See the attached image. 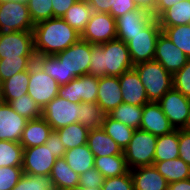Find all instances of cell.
Here are the masks:
<instances>
[{
  "label": "cell",
  "instance_id": "obj_4",
  "mask_svg": "<svg viewBox=\"0 0 190 190\" xmlns=\"http://www.w3.org/2000/svg\"><path fill=\"white\" fill-rule=\"evenodd\" d=\"M158 136L136 129L128 146L123 150L130 170L154 165L155 147Z\"/></svg>",
  "mask_w": 190,
  "mask_h": 190
},
{
  "label": "cell",
  "instance_id": "obj_36",
  "mask_svg": "<svg viewBox=\"0 0 190 190\" xmlns=\"http://www.w3.org/2000/svg\"><path fill=\"white\" fill-rule=\"evenodd\" d=\"M35 63V56H19L18 58L0 59V84L14 74L31 68Z\"/></svg>",
  "mask_w": 190,
  "mask_h": 190
},
{
  "label": "cell",
  "instance_id": "obj_51",
  "mask_svg": "<svg viewBox=\"0 0 190 190\" xmlns=\"http://www.w3.org/2000/svg\"><path fill=\"white\" fill-rule=\"evenodd\" d=\"M93 12L110 13L114 0H86Z\"/></svg>",
  "mask_w": 190,
  "mask_h": 190
},
{
  "label": "cell",
  "instance_id": "obj_56",
  "mask_svg": "<svg viewBox=\"0 0 190 190\" xmlns=\"http://www.w3.org/2000/svg\"><path fill=\"white\" fill-rule=\"evenodd\" d=\"M8 1L27 2V0H0V3L8 2Z\"/></svg>",
  "mask_w": 190,
  "mask_h": 190
},
{
  "label": "cell",
  "instance_id": "obj_22",
  "mask_svg": "<svg viewBox=\"0 0 190 190\" xmlns=\"http://www.w3.org/2000/svg\"><path fill=\"white\" fill-rule=\"evenodd\" d=\"M52 131V127L43 117L28 120L19 143L23 149L43 145Z\"/></svg>",
  "mask_w": 190,
  "mask_h": 190
},
{
  "label": "cell",
  "instance_id": "obj_7",
  "mask_svg": "<svg viewBox=\"0 0 190 190\" xmlns=\"http://www.w3.org/2000/svg\"><path fill=\"white\" fill-rule=\"evenodd\" d=\"M34 25L27 2L0 3V32L33 31Z\"/></svg>",
  "mask_w": 190,
  "mask_h": 190
},
{
  "label": "cell",
  "instance_id": "obj_9",
  "mask_svg": "<svg viewBox=\"0 0 190 190\" xmlns=\"http://www.w3.org/2000/svg\"><path fill=\"white\" fill-rule=\"evenodd\" d=\"M58 88L57 81L44 72L36 63L31 66L27 94L41 108L58 96Z\"/></svg>",
  "mask_w": 190,
  "mask_h": 190
},
{
  "label": "cell",
  "instance_id": "obj_34",
  "mask_svg": "<svg viewBox=\"0 0 190 190\" xmlns=\"http://www.w3.org/2000/svg\"><path fill=\"white\" fill-rule=\"evenodd\" d=\"M143 106L121 103L108 113V115L132 128L140 129Z\"/></svg>",
  "mask_w": 190,
  "mask_h": 190
},
{
  "label": "cell",
  "instance_id": "obj_57",
  "mask_svg": "<svg viewBox=\"0 0 190 190\" xmlns=\"http://www.w3.org/2000/svg\"><path fill=\"white\" fill-rule=\"evenodd\" d=\"M185 129L190 131V115H189V120H188V123H187Z\"/></svg>",
  "mask_w": 190,
  "mask_h": 190
},
{
  "label": "cell",
  "instance_id": "obj_48",
  "mask_svg": "<svg viewBox=\"0 0 190 190\" xmlns=\"http://www.w3.org/2000/svg\"><path fill=\"white\" fill-rule=\"evenodd\" d=\"M138 7L133 0H114V4L110 9V13L115 19L119 16L136 10Z\"/></svg>",
  "mask_w": 190,
  "mask_h": 190
},
{
  "label": "cell",
  "instance_id": "obj_35",
  "mask_svg": "<svg viewBox=\"0 0 190 190\" xmlns=\"http://www.w3.org/2000/svg\"><path fill=\"white\" fill-rule=\"evenodd\" d=\"M102 129L124 150L135 131L134 128L123 124L122 122L111 118L107 115Z\"/></svg>",
  "mask_w": 190,
  "mask_h": 190
},
{
  "label": "cell",
  "instance_id": "obj_24",
  "mask_svg": "<svg viewBox=\"0 0 190 190\" xmlns=\"http://www.w3.org/2000/svg\"><path fill=\"white\" fill-rule=\"evenodd\" d=\"M29 69L14 74L0 84V101L9 103L28 92Z\"/></svg>",
  "mask_w": 190,
  "mask_h": 190
},
{
  "label": "cell",
  "instance_id": "obj_31",
  "mask_svg": "<svg viewBox=\"0 0 190 190\" xmlns=\"http://www.w3.org/2000/svg\"><path fill=\"white\" fill-rule=\"evenodd\" d=\"M179 158V130L160 135L156 141L154 161H166Z\"/></svg>",
  "mask_w": 190,
  "mask_h": 190
},
{
  "label": "cell",
  "instance_id": "obj_13",
  "mask_svg": "<svg viewBox=\"0 0 190 190\" xmlns=\"http://www.w3.org/2000/svg\"><path fill=\"white\" fill-rule=\"evenodd\" d=\"M81 39L93 45L116 39V19L109 13L93 12Z\"/></svg>",
  "mask_w": 190,
  "mask_h": 190
},
{
  "label": "cell",
  "instance_id": "obj_1",
  "mask_svg": "<svg viewBox=\"0 0 190 190\" xmlns=\"http://www.w3.org/2000/svg\"><path fill=\"white\" fill-rule=\"evenodd\" d=\"M88 74L96 77L115 76L133 69L127 44L119 39L102 44H91Z\"/></svg>",
  "mask_w": 190,
  "mask_h": 190
},
{
  "label": "cell",
  "instance_id": "obj_40",
  "mask_svg": "<svg viewBox=\"0 0 190 190\" xmlns=\"http://www.w3.org/2000/svg\"><path fill=\"white\" fill-rule=\"evenodd\" d=\"M8 104L15 112L27 120L42 117V108L28 94L19 96Z\"/></svg>",
  "mask_w": 190,
  "mask_h": 190
},
{
  "label": "cell",
  "instance_id": "obj_53",
  "mask_svg": "<svg viewBox=\"0 0 190 190\" xmlns=\"http://www.w3.org/2000/svg\"><path fill=\"white\" fill-rule=\"evenodd\" d=\"M138 8H143L150 12L151 14L155 10L157 0H133Z\"/></svg>",
  "mask_w": 190,
  "mask_h": 190
},
{
  "label": "cell",
  "instance_id": "obj_54",
  "mask_svg": "<svg viewBox=\"0 0 190 190\" xmlns=\"http://www.w3.org/2000/svg\"><path fill=\"white\" fill-rule=\"evenodd\" d=\"M168 190H190V178L169 183Z\"/></svg>",
  "mask_w": 190,
  "mask_h": 190
},
{
  "label": "cell",
  "instance_id": "obj_44",
  "mask_svg": "<svg viewBox=\"0 0 190 190\" xmlns=\"http://www.w3.org/2000/svg\"><path fill=\"white\" fill-rule=\"evenodd\" d=\"M173 88L190 98V59L173 74Z\"/></svg>",
  "mask_w": 190,
  "mask_h": 190
},
{
  "label": "cell",
  "instance_id": "obj_55",
  "mask_svg": "<svg viewBox=\"0 0 190 190\" xmlns=\"http://www.w3.org/2000/svg\"><path fill=\"white\" fill-rule=\"evenodd\" d=\"M65 190H101V188H86V187H82L80 185L71 187V188H67Z\"/></svg>",
  "mask_w": 190,
  "mask_h": 190
},
{
  "label": "cell",
  "instance_id": "obj_12",
  "mask_svg": "<svg viewBox=\"0 0 190 190\" xmlns=\"http://www.w3.org/2000/svg\"><path fill=\"white\" fill-rule=\"evenodd\" d=\"M36 56L33 31L0 32V59Z\"/></svg>",
  "mask_w": 190,
  "mask_h": 190
},
{
  "label": "cell",
  "instance_id": "obj_23",
  "mask_svg": "<svg viewBox=\"0 0 190 190\" xmlns=\"http://www.w3.org/2000/svg\"><path fill=\"white\" fill-rule=\"evenodd\" d=\"M87 145L95 157L124 155L122 148L101 128L89 130Z\"/></svg>",
  "mask_w": 190,
  "mask_h": 190
},
{
  "label": "cell",
  "instance_id": "obj_28",
  "mask_svg": "<svg viewBox=\"0 0 190 190\" xmlns=\"http://www.w3.org/2000/svg\"><path fill=\"white\" fill-rule=\"evenodd\" d=\"M94 168L105 178L124 175L130 171L124 155L95 157Z\"/></svg>",
  "mask_w": 190,
  "mask_h": 190
},
{
  "label": "cell",
  "instance_id": "obj_30",
  "mask_svg": "<svg viewBox=\"0 0 190 190\" xmlns=\"http://www.w3.org/2000/svg\"><path fill=\"white\" fill-rule=\"evenodd\" d=\"M93 11L86 0H78L62 16V18L77 32L82 34Z\"/></svg>",
  "mask_w": 190,
  "mask_h": 190
},
{
  "label": "cell",
  "instance_id": "obj_8",
  "mask_svg": "<svg viewBox=\"0 0 190 190\" xmlns=\"http://www.w3.org/2000/svg\"><path fill=\"white\" fill-rule=\"evenodd\" d=\"M80 103L70 102L62 97H55L42 108V117L50 124L53 131L79 122Z\"/></svg>",
  "mask_w": 190,
  "mask_h": 190
},
{
  "label": "cell",
  "instance_id": "obj_3",
  "mask_svg": "<svg viewBox=\"0 0 190 190\" xmlns=\"http://www.w3.org/2000/svg\"><path fill=\"white\" fill-rule=\"evenodd\" d=\"M139 74L149 102H158L173 88V74L157 61H146L133 67Z\"/></svg>",
  "mask_w": 190,
  "mask_h": 190
},
{
  "label": "cell",
  "instance_id": "obj_11",
  "mask_svg": "<svg viewBox=\"0 0 190 190\" xmlns=\"http://www.w3.org/2000/svg\"><path fill=\"white\" fill-rule=\"evenodd\" d=\"M98 77L85 74L74 78L58 88V96L70 102H96L98 95Z\"/></svg>",
  "mask_w": 190,
  "mask_h": 190
},
{
  "label": "cell",
  "instance_id": "obj_2",
  "mask_svg": "<svg viewBox=\"0 0 190 190\" xmlns=\"http://www.w3.org/2000/svg\"><path fill=\"white\" fill-rule=\"evenodd\" d=\"M36 55H55L66 50L81 38L62 17H54L34 25Z\"/></svg>",
  "mask_w": 190,
  "mask_h": 190
},
{
  "label": "cell",
  "instance_id": "obj_10",
  "mask_svg": "<svg viewBox=\"0 0 190 190\" xmlns=\"http://www.w3.org/2000/svg\"><path fill=\"white\" fill-rule=\"evenodd\" d=\"M157 103L175 130L185 129L190 115V98L172 88Z\"/></svg>",
  "mask_w": 190,
  "mask_h": 190
},
{
  "label": "cell",
  "instance_id": "obj_50",
  "mask_svg": "<svg viewBox=\"0 0 190 190\" xmlns=\"http://www.w3.org/2000/svg\"><path fill=\"white\" fill-rule=\"evenodd\" d=\"M53 9V18L62 17L66 11L78 0H51Z\"/></svg>",
  "mask_w": 190,
  "mask_h": 190
},
{
  "label": "cell",
  "instance_id": "obj_29",
  "mask_svg": "<svg viewBox=\"0 0 190 190\" xmlns=\"http://www.w3.org/2000/svg\"><path fill=\"white\" fill-rule=\"evenodd\" d=\"M157 19L160 26L188 25L190 22V0L176 2Z\"/></svg>",
  "mask_w": 190,
  "mask_h": 190
},
{
  "label": "cell",
  "instance_id": "obj_33",
  "mask_svg": "<svg viewBox=\"0 0 190 190\" xmlns=\"http://www.w3.org/2000/svg\"><path fill=\"white\" fill-rule=\"evenodd\" d=\"M55 131L59 134L66 150L87 144L89 130L79 122L70 124Z\"/></svg>",
  "mask_w": 190,
  "mask_h": 190
},
{
  "label": "cell",
  "instance_id": "obj_18",
  "mask_svg": "<svg viewBox=\"0 0 190 190\" xmlns=\"http://www.w3.org/2000/svg\"><path fill=\"white\" fill-rule=\"evenodd\" d=\"M120 91L123 103L143 106L149 103L146 90L141 82L139 74L133 68L119 76Z\"/></svg>",
  "mask_w": 190,
  "mask_h": 190
},
{
  "label": "cell",
  "instance_id": "obj_25",
  "mask_svg": "<svg viewBox=\"0 0 190 190\" xmlns=\"http://www.w3.org/2000/svg\"><path fill=\"white\" fill-rule=\"evenodd\" d=\"M64 158L68 166L79 175L94 167L95 156L87 144L66 150Z\"/></svg>",
  "mask_w": 190,
  "mask_h": 190
},
{
  "label": "cell",
  "instance_id": "obj_39",
  "mask_svg": "<svg viewBox=\"0 0 190 190\" xmlns=\"http://www.w3.org/2000/svg\"><path fill=\"white\" fill-rule=\"evenodd\" d=\"M23 146L13 141L0 140V167L22 166Z\"/></svg>",
  "mask_w": 190,
  "mask_h": 190
},
{
  "label": "cell",
  "instance_id": "obj_26",
  "mask_svg": "<svg viewBox=\"0 0 190 190\" xmlns=\"http://www.w3.org/2000/svg\"><path fill=\"white\" fill-rule=\"evenodd\" d=\"M49 176L54 181L57 190H65L79 185L80 175L68 166L64 157L56 158Z\"/></svg>",
  "mask_w": 190,
  "mask_h": 190
},
{
  "label": "cell",
  "instance_id": "obj_42",
  "mask_svg": "<svg viewBox=\"0 0 190 190\" xmlns=\"http://www.w3.org/2000/svg\"><path fill=\"white\" fill-rule=\"evenodd\" d=\"M27 6L34 24L53 18L51 0H27Z\"/></svg>",
  "mask_w": 190,
  "mask_h": 190
},
{
  "label": "cell",
  "instance_id": "obj_45",
  "mask_svg": "<svg viewBox=\"0 0 190 190\" xmlns=\"http://www.w3.org/2000/svg\"><path fill=\"white\" fill-rule=\"evenodd\" d=\"M101 190H134L130 171L124 175L105 178Z\"/></svg>",
  "mask_w": 190,
  "mask_h": 190
},
{
  "label": "cell",
  "instance_id": "obj_46",
  "mask_svg": "<svg viewBox=\"0 0 190 190\" xmlns=\"http://www.w3.org/2000/svg\"><path fill=\"white\" fill-rule=\"evenodd\" d=\"M104 180L105 177L93 167L80 174L79 185L86 188H101Z\"/></svg>",
  "mask_w": 190,
  "mask_h": 190
},
{
  "label": "cell",
  "instance_id": "obj_19",
  "mask_svg": "<svg viewBox=\"0 0 190 190\" xmlns=\"http://www.w3.org/2000/svg\"><path fill=\"white\" fill-rule=\"evenodd\" d=\"M140 129L156 136L166 135L175 130L157 102L143 105Z\"/></svg>",
  "mask_w": 190,
  "mask_h": 190
},
{
  "label": "cell",
  "instance_id": "obj_43",
  "mask_svg": "<svg viewBox=\"0 0 190 190\" xmlns=\"http://www.w3.org/2000/svg\"><path fill=\"white\" fill-rule=\"evenodd\" d=\"M23 174L22 166L0 167V190H12Z\"/></svg>",
  "mask_w": 190,
  "mask_h": 190
},
{
  "label": "cell",
  "instance_id": "obj_37",
  "mask_svg": "<svg viewBox=\"0 0 190 190\" xmlns=\"http://www.w3.org/2000/svg\"><path fill=\"white\" fill-rule=\"evenodd\" d=\"M35 63L55 79L59 86L66 85L64 65L55 55H36Z\"/></svg>",
  "mask_w": 190,
  "mask_h": 190
},
{
  "label": "cell",
  "instance_id": "obj_38",
  "mask_svg": "<svg viewBox=\"0 0 190 190\" xmlns=\"http://www.w3.org/2000/svg\"><path fill=\"white\" fill-rule=\"evenodd\" d=\"M160 27L162 32L190 59V25Z\"/></svg>",
  "mask_w": 190,
  "mask_h": 190
},
{
  "label": "cell",
  "instance_id": "obj_14",
  "mask_svg": "<svg viewBox=\"0 0 190 190\" xmlns=\"http://www.w3.org/2000/svg\"><path fill=\"white\" fill-rule=\"evenodd\" d=\"M56 157L45 144L23 149L22 169L25 174L49 176Z\"/></svg>",
  "mask_w": 190,
  "mask_h": 190
},
{
  "label": "cell",
  "instance_id": "obj_49",
  "mask_svg": "<svg viewBox=\"0 0 190 190\" xmlns=\"http://www.w3.org/2000/svg\"><path fill=\"white\" fill-rule=\"evenodd\" d=\"M46 146H49L50 150L56 158H62L65 155L66 149L60 139L59 134L56 131H52L50 136L45 142Z\"/></svg>",
  "mask_w": 190,
  "mask_h": 190
},
{
  "label": "cell",
  "instance_id": "obj_32",
  "mask_svg": "<svg viewBox=\"0 0 190 190\" xmlns=\"http://www.w3.org/2000/svg\"><path fill=\"white\" fill-rule=\"evenodd\" d=\"M107 115L97 102H80L79 123L88 130L101 128Z\"/></svg>",
  "mask_w": 190,
  "mask_h": 190
},
{
  "label": "cell",
  "instance_id": "obj_41",
  "mask_svg": "<svg viewBox=\"0 0 190 190\" xmlns=\"http://www.w3.org/2000/svg\"><path fill=\"white\" fill-rule=\"evenodd\" d=\"M12 190H57L50 176L23 174Z\"/></svg>",
  "mask_w": 190,
  "mask_h": 190
},
{
  "label": "cell",
  "instance_id": "obj_16",
  "mask_svg": "<svg viewBox=\"0 0 190 190\" xmlns=\"http://www.w3.org/2000/svg\"><path fill=\"white\" fill-rule=\"evenodd\" d=\"M154 19V15L143 8L119 16L116 18V38L127 44L129 36L141 32Z\"/></svg>",
  "mask_w": 190,
  "mask_h": 190
},
{
  "label": "cell",
  "instance_id": "obj_47",
  "mask_svg": "<svg viewBox=\"0 0 190 190\" xmlns=\"http://www.w3.org/2000/svg\"><path fill=\"white\" fill-rule=\"evenodd\" d=\"M179 158L190 166V131L179 130Z\"/></svg>",
  "mask_w": 190,
  "mask_h": 190
},
{
  "label": "cell",
  "instance_id": "obj_20",
  "mask_svg": "<svg viewBox=\"0 0 190 190\" xmlns=\"http://www.w3.org/2000/svg\"><path fill=\"white\" fill-rule=\"evenodd\" d=\"M97 103L107 114L123 103L119 77H98Z\"/></svg>",
  "mask_w": 190,
  "mask_h": 190
},
{
  "label": "cell",
  "instance_id": "obj_6",
  "mask_svg": "<svg viewBox=\"0 0 190 190\" xmlns=\"http://www.w3.org/2000/svg\"><path fill=\"white\" fill-rule=\"evenodd\" d=\"M161 32L159 21L155 18L141 32L129 36L127 47L133 65L154 59L156 41Z\"/></svg>",
  "mask_w": 190,
  "mask_h": 190
},
{
  "label": "cell",
  "instance_id": "obj_27",
  "mask_svg": "<svg viewBox=\"0 0 190 190\" xmlns=\"http://www.w3.org/2000/svg\"><path fill=\"white\" fill-rule=\"evenodd\" d=\"M154 166L168 183L190 178V166L181 158L173 160L154 161Z\"/></svg>",
  "mask_w": 190,
  "mask_h": 190
},
{
  "label": "cell",
  "instance_id": "obj_15",
  "mask_svg": "<svg viewBox=\"0 0 190 190\" xmlns=\"http://www.w3.org/2000/svg\"><path fill=\"white\" fill-rule=\"evenodd\" d=\"M155 61L159 62L165 70L174 74L180 70L189 58L180 50L163 32L156 41Z\"/></svg>",
  "mask_w": 190,
  "mask_h": 190
},
{
  "label": "cell",
  "instance_id": "obj_52",
  "mask_svg": "<svg viewBox=\"0 0 190 190\" xmlns=\"http://www.w3.org/2000/svg\"><path fill=\"white\" fill-rule=\"evenodd\" d=\"M183 0H157L155 10L152 13L154 18H158L166 9L173 6L176 2Z\"/></svg>",
  "mask_w": 190,
  "mask_h": 190
},
{
  "label": "cell",
  "instance_id": "obj_21",
  "mask_svg": "<svg viewBox=\"0 0 190 190\" xmlns=\"http://www.w3.org/2000/svg\"><path fill=\"white\" fill-rule=\"evenodd\" d=\"M134 190H168L169 183L154 165L130 170Z\"/></svg>",
  "mask_w": 190,
  "mask_h": 190
},
{
  "label": "cell",
  "instance_id": "obj_17",
  "mask_svg": "<svg viewBox=\"0 0 190 190\" xmlns=\"http://www.w3.org/2000/svg\"><path fill=\"white\" fill-rule=\"evenodd\" d=\"M27 122L8 103L0 101V140L19 143Z\"/></svg>",
  "mask_w": 190,
  "mask_h": 190
},
{
  "label": "cell",
  "instance_id": "obj_5",
  "mask_svg": "<svg viewBox=\"0 0 190 190\" xmlns=\"http://www.w3.org/2000/svg\"><path fill=\"white\" fill-rule=\"evenodd\" d=\"M55 56L64 65L67 84L76 77L88 74L91 62V44L80 38L72 46Z\"/></svg>",
  "mask_w": 190,
  "mask_h": 190
}]
</instances>
